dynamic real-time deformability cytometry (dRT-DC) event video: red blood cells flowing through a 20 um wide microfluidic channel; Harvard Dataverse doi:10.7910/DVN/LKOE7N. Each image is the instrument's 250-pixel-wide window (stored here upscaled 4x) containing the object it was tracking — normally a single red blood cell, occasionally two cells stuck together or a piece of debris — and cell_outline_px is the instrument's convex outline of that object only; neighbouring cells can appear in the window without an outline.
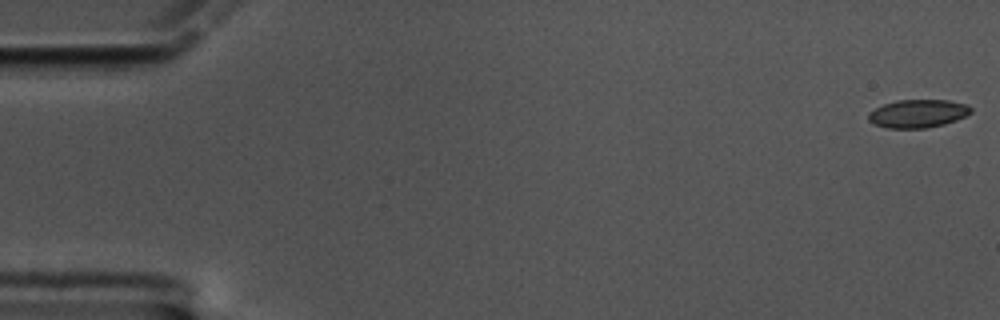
{"species": "common noctule bat (a hibernating species)", "species_latin": "Nyctalus noctula", "temperature_condition": "cold", "stored_images_in_passage": 60, "camera_frame_rate_fps": 3000, "um_per_image_px": 0.085, "animal": {"sex": "male", "body_mass_g": 17.5, "forearm_length_mm": 52.3}, "frame": {"image": 1, "passage_image": 1, "time_ms": 0.0, "image_size_px": [1000, 320], "cell_outline_px": [[972, 112], [956, 120], [944, 124], [928, 128], [888, 128], [872, 124], [868, 120], [868, 112], [884, 104], [896, 100], [948, 100], [968, 104], [972, 108]], "centroid_in_image_um": [78.01, 9.65], "position_along_channel_um": 7.0, "area_um2": 16.94}}
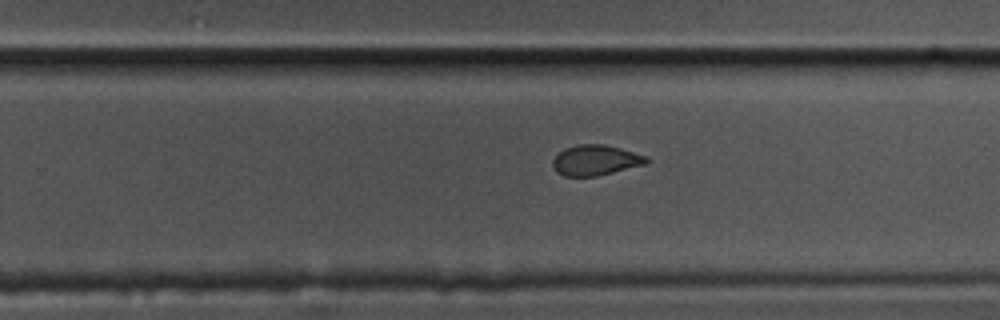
{"frame": {"image": 2, "passage_image": 38, "time_ms": 12.333, "image_size_px": [1000, 320], "cell_outline_px": [[648, 164], [596, 176], [564, 176], [556, 172], [552, 164], [552, 160], [564, 148], [576, 144], [604, 144], [620, 148], [648, 156]], "centroid_in_image_um": [50.63, 13.61], "position_along_channel_um": 279.2, "area_um2": 16.7}}
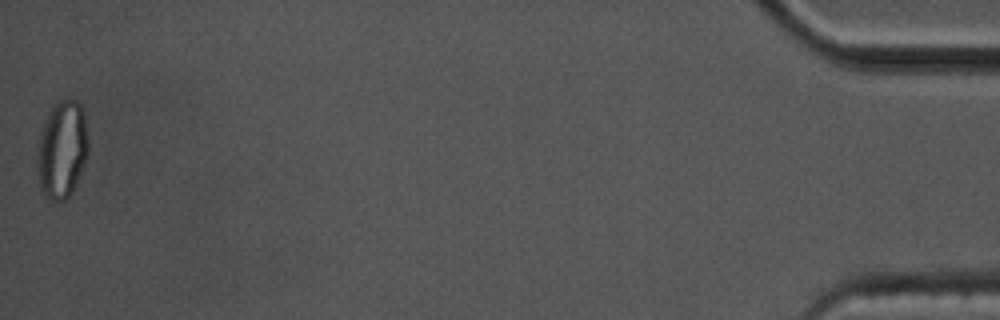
{"frame": {"image": 3, "passage_image": 60, "time_ms": 19.667, "image_size_px": [1000, 320], "cell_outline_px": [[88, 152], [84, 164], [72, 192], [64, 200], [52, 200], [44, 196], [40, 188], [36, 168], [36, 156], [40, 132], [44, 120], [52, 104], [60, 100], [76, 100], [80, 104], [84, 112], [88, 140]], "centroid_in_image_um": [5.24, 12.69], "position_along_channel_um": 430.0, "area_um2": 29.36}, "authors_computed_cell_mechanics": {"area_um2": 17.34, "velocity_mm_per_s": 3.364, "shape_relaxation_time_tau1_ms": 6.5768, "shape_relaxation_time_tau2_ms": 1.7178, "deformation_change_tau1": 0.1543, "deformation_change_tau2": 0.0644}}